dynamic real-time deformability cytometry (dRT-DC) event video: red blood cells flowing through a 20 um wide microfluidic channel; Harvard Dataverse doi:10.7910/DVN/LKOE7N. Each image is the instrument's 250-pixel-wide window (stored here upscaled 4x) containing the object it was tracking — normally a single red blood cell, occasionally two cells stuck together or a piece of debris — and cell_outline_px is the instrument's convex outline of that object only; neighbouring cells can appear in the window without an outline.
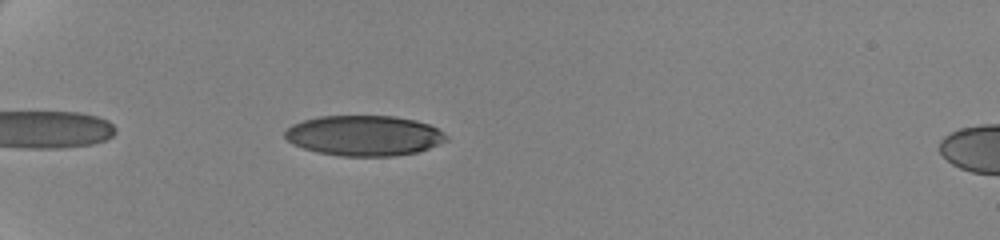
{"species": "human", "species_latin": "Homo sapiens", "temperature_condition": "cold", "stored_images_in_passage": 35, "camera_frame_rate_fps": 3000, "um_per_image_px": 0.085, "donor": {"sex": "female"}, "frame": {"image": 1, "passage_image": 2, "time_ms": 0.333, "image_size_px": [1000, 240], "cell_outline_px": [[448, 140], [428, 148], [416, 152], [392, 156], [340, 156], [320, 152], [304, 148], [292, 144], [284, 136], [284, 132], [292, 124], [304, 120], [320, 116], [396, 116], [416, 120], [428, 124], [444, 132], [448, 136]], "centroid_in_image_um": [30.96, 11.52], "position_along_channel_um": 54.0, "area_um2": 37.86}}
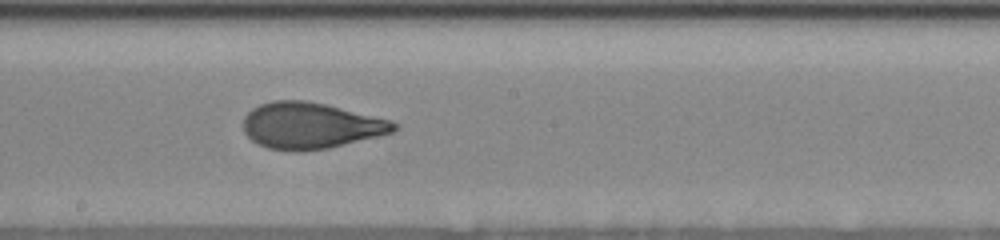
{"frame": {"image": 2, "passage_image": 20, "time_ms": 6.0, "image_size_px": [1000, 240], "cell_outline_px": [[396, 128], [392, 132], [328, 148], [300, 152], [292, 152], [268, 148], [256, 144], [244, 132], [244, 116], [252, 108], [260, 104], [272, 100], [304, 100], [324, 104], [392, 120], [396, 124]], "centroid_in_image_um": [26.34, 10.68], "position_along_channel_um": 221.9, "area_um2": 40.4}}
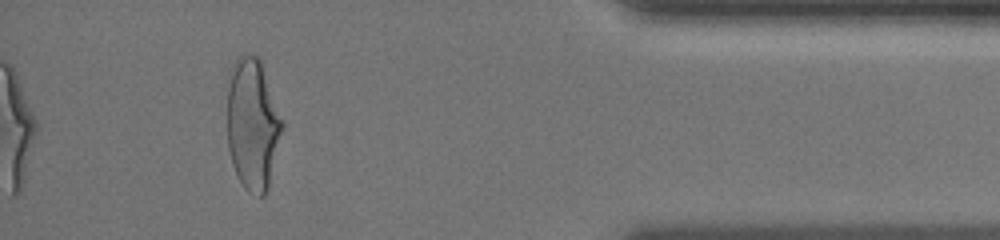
{"frame": {"image": 3, "passage_image": 35, "time_ms": 12.333, "image_size_px": [1000, 240], "cell_outline_px": [[284, 124], [268, 188], [264, 196], [260, 196], [248, 192], [244, 188], [236, 176], [232, 164], [228, 148], [228, 72], [232, 64], [244, 52], [260, 56]], "centroid_in_image_um": [21.47, 10.52], "position_along_channel_um": 413.7, "area_um2": 42.66}, "authors_computed_cell_mechanics": {"area_um2": 40.2866, "velocity_mm_per_s": 3.5099, "shape_relaxation_time_tau1_ms": 4.3886, "shape_relaxation_time_tau2_ms": 0.9286, "deformation_change_tau1": 0.1809, "deformation_change_tau2": 0.0742}}